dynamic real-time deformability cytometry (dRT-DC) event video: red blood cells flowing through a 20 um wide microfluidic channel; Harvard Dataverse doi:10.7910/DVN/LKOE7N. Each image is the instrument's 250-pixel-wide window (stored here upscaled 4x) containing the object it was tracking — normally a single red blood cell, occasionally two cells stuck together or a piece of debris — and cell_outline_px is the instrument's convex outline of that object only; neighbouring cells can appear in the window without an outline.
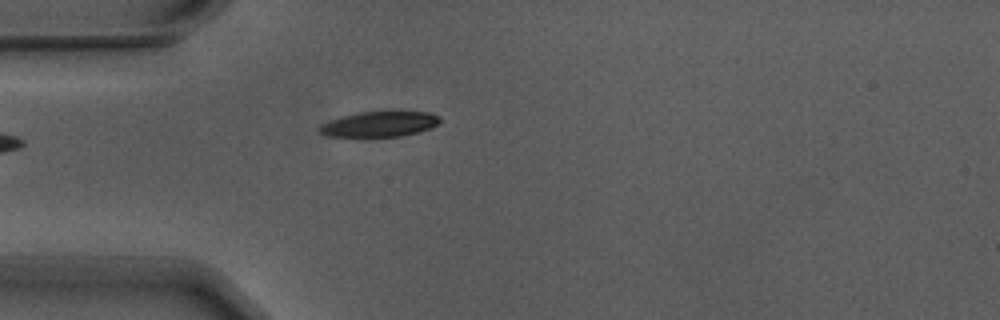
{"species": "Egyptian fruit bat (a non-hibernating species)", "species_latin": "Rousettus aegyptiacus", "temperature_condition": "warm", "stored_images_in_passage": 1, "camera_frame_rate_fps": 3000, "um_per_image_px": 0.085, "animal": {"sex": "male"}, "frame": {"image": 1, "passage_image": 1, "time_ms": 0.0, "image_size_px": [1000, 320], "cell_outline_px": [[440, 120], [432, 128], [400, 136], [364, 140], [328, 136], [320, 132], [320, 128], [324, 124], [332, 120], [344, 116], [360, 112], [428, 112], [440, 116]], "centroid_in_image_um": [32.23, 10.61], "position_along_channel_um": 52.8, "area_um2": 18.21}}